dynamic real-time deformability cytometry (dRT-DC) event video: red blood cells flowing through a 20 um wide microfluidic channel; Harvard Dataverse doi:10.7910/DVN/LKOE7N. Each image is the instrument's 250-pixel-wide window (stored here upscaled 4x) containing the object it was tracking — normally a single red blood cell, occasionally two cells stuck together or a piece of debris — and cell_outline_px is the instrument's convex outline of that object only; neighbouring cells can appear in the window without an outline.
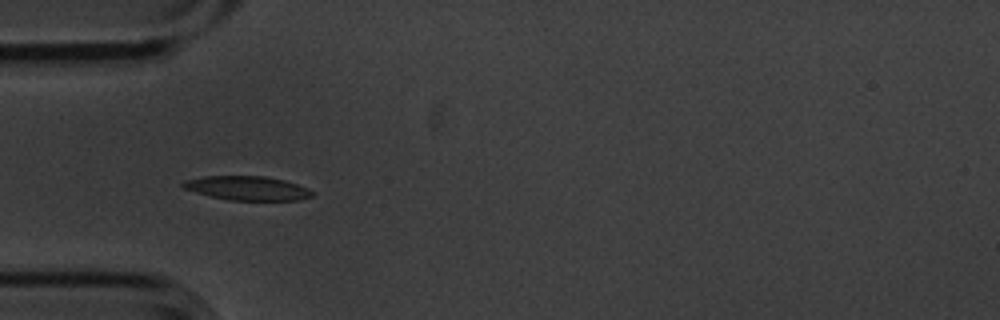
{"species": "common noctule bat (a hibernating species)", "species_latin": "Nyctalus noctula", "temperature_condition": "cold", "stored_images_in_passage": 6, "camera_frame_rate_fps": 3000, "um_per_image_px": 0.085, "animal": {"sex": "male", "body_mass_g": 20.1, "forearm_length_mm": 53.5}, "frame": {"image": 1, "passage_image": 5, "time_ms": 1.333, "image_size_px": [1000, 320], "cell_outline_px": [[312, 196], [300, 200], [228, 200], [196, 192], [184, 188], [180, 184], [184, 180], [204, 176], [264, 176], [284, 180], [308, 188], [312, 192]], "centroid_in_image_um": [21.01, 15.99], "position_along_channel_um": 64.0, "area_um2": 17.98}}
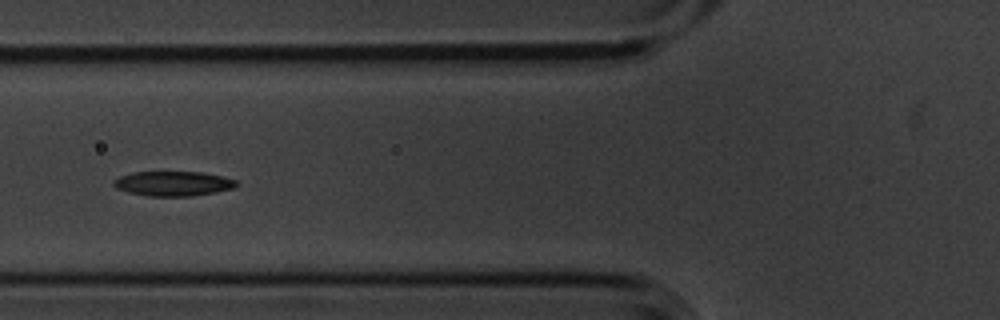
{"frame": {"image": 2, "passage_image": 6, "time_ms": 1.667, "image_size_px": [1000, 320], "cell_outline_px": [[240, 184], [236, 188], [216, 192], [192, 196], [148, 196], [128, 192], [116, 188], [112, 184], [112, 180], [120, 176], [132, 172], [204, 172], [236, 180]], "centroid_in_image_um": [14.73, 15.6], "position_along_channel_um": 111.1, "area_um2": 17.86}}